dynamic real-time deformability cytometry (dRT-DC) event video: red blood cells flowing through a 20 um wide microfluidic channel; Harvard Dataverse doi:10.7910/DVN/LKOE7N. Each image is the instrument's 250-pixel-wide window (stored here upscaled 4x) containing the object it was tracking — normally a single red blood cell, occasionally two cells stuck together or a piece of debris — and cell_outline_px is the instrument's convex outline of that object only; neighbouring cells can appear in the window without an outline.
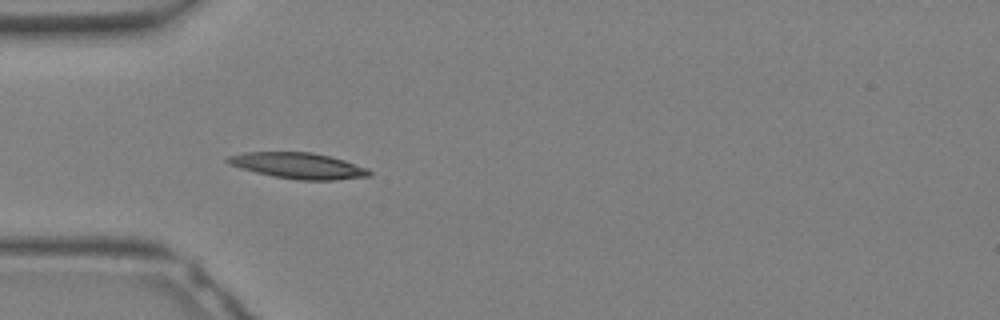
{"species": "Egyptian fruit bat (a non-hibernating species)", "species_latin": "Rousettus aegyptiacus", "temperature_condition": "warm", "stored_images_in_passage": 6, "camera_frame_rate_fps": 3000, "um_per_image_px": 0.085, "animal": {"sex": "female"}, "frame": {"image": 1, "passage_image": 4, "time_ms": 1.0, "image_size_px": [1000, 320], "cell_outline_px": [[372, 176], [336, 180], [300, 180], [272, 176], [240, 168], [228, 164], [224, 160], [228, 156], [244, 152], [312, 152], [332, 156], [368, 168], [372, 172]], "centroid_in_image_um": [25.37, 14.08], "position_along_channel_um": 59.6, "area_um2": 21.62}}
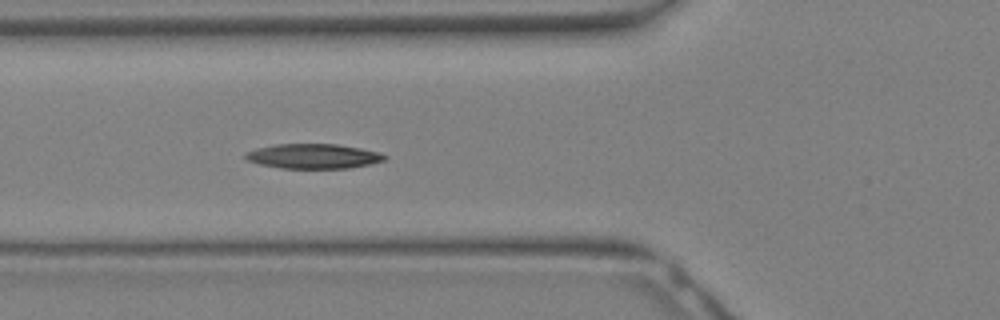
{"frame": {"image": 2, "passage_image": 6, "time_ms": 1.667, "image_size_px": [1000, 320], "cell_outline_px": [[388, 156], [384, 160], [368, 164], [348, 168], [280, 168], [260, 164], [248, 160], [244, 156], [244, 152], [256, 148], [276, 144], [336, 144], [360, 148], [380, 152]], "centroid_in_image_um": [26.61, 13.27], "position_along_channel_um": 99.2, "area_um2": 20.0}}